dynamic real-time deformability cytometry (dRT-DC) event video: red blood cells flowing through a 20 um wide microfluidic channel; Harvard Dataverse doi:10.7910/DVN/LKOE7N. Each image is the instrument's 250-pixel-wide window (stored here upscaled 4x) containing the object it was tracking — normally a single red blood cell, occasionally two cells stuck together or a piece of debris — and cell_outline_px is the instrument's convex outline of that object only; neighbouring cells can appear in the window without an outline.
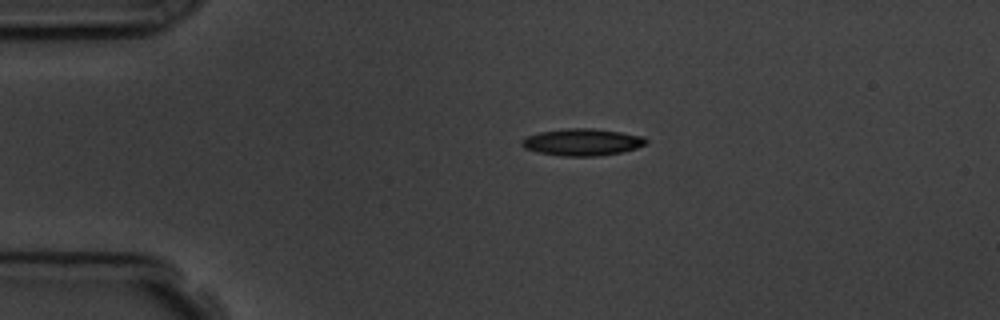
{"species": "common noctule bat (a hibernating species)", "species_latin": "Nyctalus noctula", "temperature_condition": "room temperature", "stored_images_in_passage": 2, "camera_frame_rate_fps": 3000, "um_per_image_px": 0.085, "animal": {"sex": "male", "body_mass_g": 19.5, "forearm_length_mm": 54.6}, "frame": {"image": 1, "passage_image": 1, "time_ms": 0.0, "image_size_px": [1000, 320], "cell_outline_px": [[648, 140], [644, 144], [636, 148], [620, 152], [596, 156], [560, 156], [536, 152], [524, 148], [520, 144], [520, 140], [528, 136], [540, 132], [568, 128], [592, 128], [620, 132], [644, 136]], "centroid_in_image_um": [49.45, 12.08], "position_along_channel_um": 35.5, "area_um2": 19.48}}